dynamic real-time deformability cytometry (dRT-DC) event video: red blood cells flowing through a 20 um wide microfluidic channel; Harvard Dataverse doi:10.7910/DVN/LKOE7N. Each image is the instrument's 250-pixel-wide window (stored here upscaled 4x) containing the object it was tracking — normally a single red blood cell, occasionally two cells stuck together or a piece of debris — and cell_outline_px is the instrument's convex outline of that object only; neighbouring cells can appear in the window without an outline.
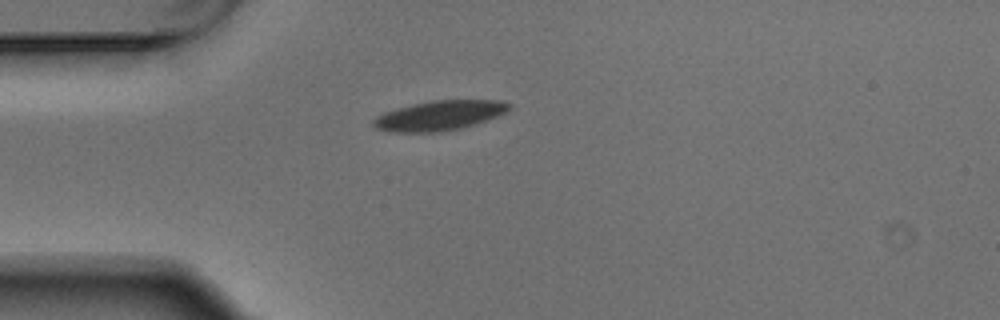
{"species": "Egyptian fruit bat (a non-hibernating species)", "species_latin": "Rousettus aegyptiacus", "temperature_condition": "warm", "stored_images_in_passage": 1, "camera_frame_rate_fps": 3000, "um_per_image_px": 0.085, "animal": {"sex": "male"}, "frame": {"image": 1, "passage_image": 1, "time_ms": 0.0, "image_size_px": [1000, 320], "cell_outline_px": [[512, 108], [496, 116], [460, 128], [436, 132], [392, 132], [376, 128], [372, 124], [372, 120], [376, 116], [384, 112], [396, 108], [412, 104], [432, 100], [500, 100], [512, 104]], "centroid_in_image_um": [37.31, 9.8], "position_along_channel_um": 47.7, "area_um2": 23.35}}